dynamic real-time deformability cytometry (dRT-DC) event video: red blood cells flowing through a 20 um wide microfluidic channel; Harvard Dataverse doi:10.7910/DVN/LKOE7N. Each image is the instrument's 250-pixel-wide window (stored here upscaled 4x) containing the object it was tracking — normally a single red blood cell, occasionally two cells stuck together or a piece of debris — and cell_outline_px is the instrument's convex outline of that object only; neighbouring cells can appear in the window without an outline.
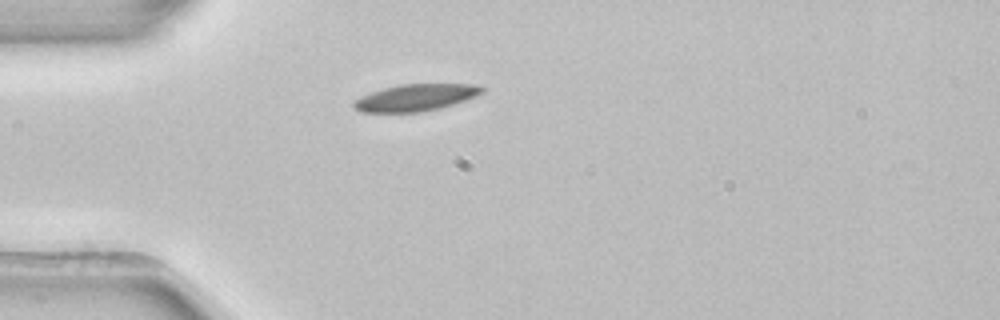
{"species": "common noctule bat (a hibernating species)", "species_latin": "Nyctalus noctula", "temperature_condition": "room temperature", "stored_images_in_passage": 1, "camera_frame_rate_fps": 3000, "um_per_image_px": 0.085, "animal": {"sex": "female", "body_mass_g": 22.7, "forearm_length_mm": 54.2}, "frame": {"image": 1, "passage_image": 1, "time_ms": 0.0, "image_size_px": [1000, 320], "cell_outline_px": [[484, 92], [476, 96], [440, 108], [420, 112], [360, 112], [352, 104], [360, 96], [384, 88], [400, 84], [476, 84], [484, 88]], "centroid_in_image_um": [35.34, 8.29], "position_along_channel_um": 49.7, "area_um2": 19.88}}